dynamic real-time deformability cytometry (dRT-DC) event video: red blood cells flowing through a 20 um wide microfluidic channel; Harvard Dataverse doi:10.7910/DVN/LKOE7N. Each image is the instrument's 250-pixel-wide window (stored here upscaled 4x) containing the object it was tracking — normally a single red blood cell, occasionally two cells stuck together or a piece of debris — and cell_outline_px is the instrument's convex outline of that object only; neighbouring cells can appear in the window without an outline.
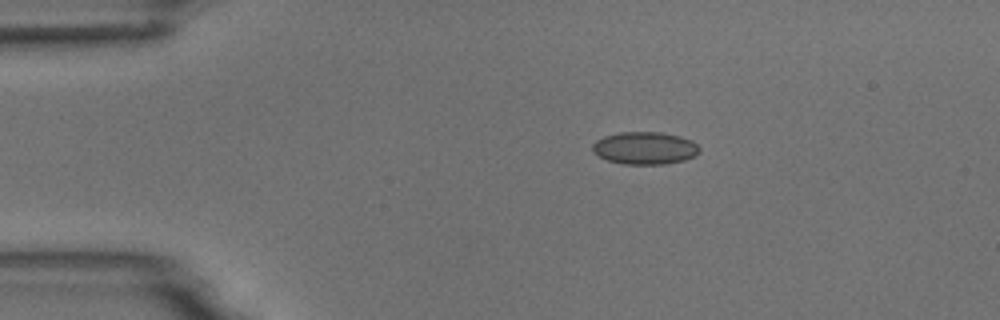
{"species": "common noctule bat (a hibernating species)", "species_latin": "Nyctalus noctula", "temperature_condition": "room temperature", "stored_images_in_passage": 7, "camera_frame_rate_fps": 3000, "um_per_image_px": 0.085, "animal": {"sex": "male", "body_mass_g": 18.8}, "frame": {"image": 1, "passage_image": 2, "time_ms": 1.333, "image_size_px": [1000, 320], "cell_outline_px": [[700, 152], [696, 156], [684, 160], [664, 164], [624, 164], [608, 160], [592, 152], [592, 144], [596, 140], [604, 136], [620, 132], [660, 132], [680, 136], [692, 140], [700, 148]], "centroid_in_image_um": [54.82, 12.58], "position_along_channel_um": 30.2, "area_um2": 20.35}}
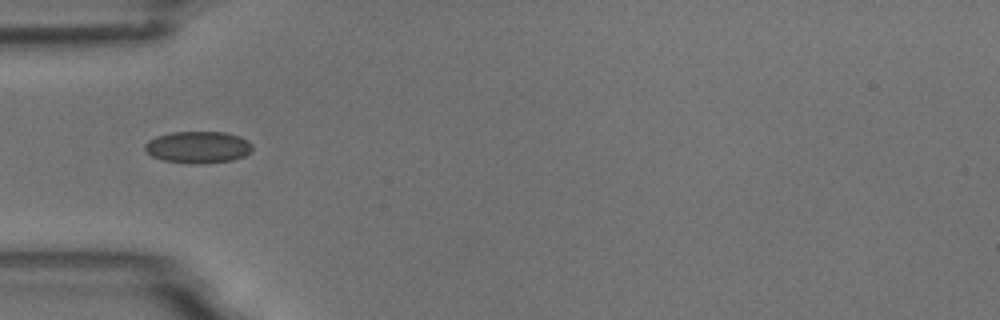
{"frame": {"image": 2, "passage_image": 4, "time_ms": 3.667, "image_size_px": [1000, 320], "cell_outline_px": [[252, 152], [244, 156], [232, 160], [204, 164], [196, 164], [164, 160], [152, 156], [144, 148], [144, 144], [148, 140], [156, 136], [172, 132], [224, 132], [240, 136], [248, 140], [252, 144]], "centroid_in_image_um": [16.86, 12.51], "position_along_channel_um": 68.1, "area_um2": 20.06}}